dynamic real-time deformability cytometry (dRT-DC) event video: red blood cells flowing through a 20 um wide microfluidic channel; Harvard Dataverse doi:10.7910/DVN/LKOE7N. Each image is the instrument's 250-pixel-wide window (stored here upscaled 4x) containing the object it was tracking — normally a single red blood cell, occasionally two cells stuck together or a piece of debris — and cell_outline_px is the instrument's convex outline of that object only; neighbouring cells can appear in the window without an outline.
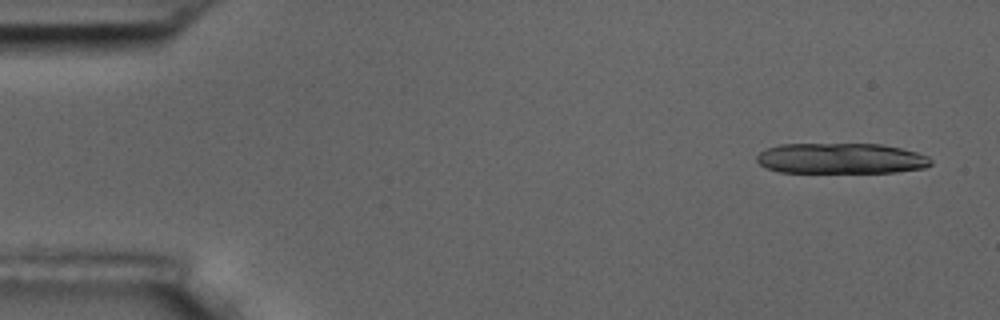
{"species": "common noctule bat (a hibernating species)", "species_latin": "Nyctalus noctula", "temperature_condition": "room temperature", "stored_images_in_passage": 4, "camera_frame_rate_fps": 3000, "um_per_image_px": 0.085, "animal": {"sex": "male", "body_mass_g": 17.5, "forearm_length_mm": 52.3}, "frame": {"image": 1, "passage_image": 1, "time_ms": 0.0, "image_size_px": [1000, 320], "cell_outline_px": [[932, 164], [924, 168], [896, 172], [780, 172], [764, 168], [756, 160], [756, 156], [760, 152], [768, 148], [780, 144], [880, 144], [900, 148], [916, 152], [928, 156], [932, 160]], "centroid_in_image_um": [71.47, 13.47], "position_along_channel_um": 13.5, "area_um2": 31.1}}